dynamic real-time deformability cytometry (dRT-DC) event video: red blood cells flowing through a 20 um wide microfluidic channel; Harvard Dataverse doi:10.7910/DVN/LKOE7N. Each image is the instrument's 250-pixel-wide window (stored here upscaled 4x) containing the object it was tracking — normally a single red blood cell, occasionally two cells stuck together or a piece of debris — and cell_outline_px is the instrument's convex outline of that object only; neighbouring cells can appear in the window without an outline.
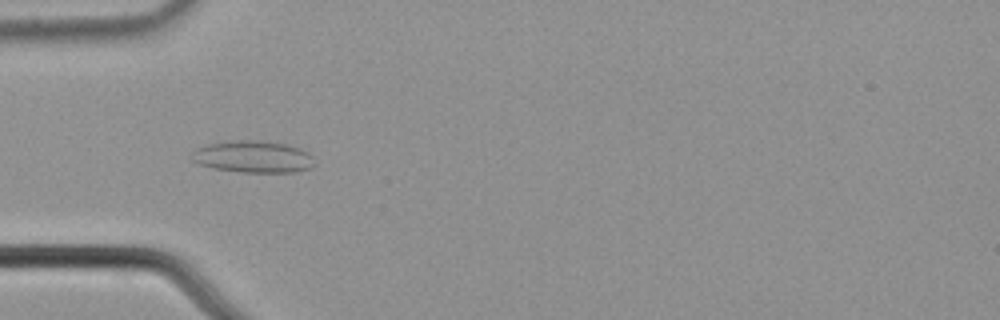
{"species": "common noctule bat (a hibernating species)", "species_latin": "Nyctalus noctula", "temperature_condition": "cold", "stored_images_in_passage": 47, "camera_frame_rate_fps": 3000, "um_per_image_px": 0.085, "animal": {"sex": "male", "body_mass_g": 21.5, "forearm_length_mm": 52.0}, "frame": {"image": 1, "passage_image": 9, "time_ms": 2.667, "image_size_px": [1000, 320], "cell_outline_px": [[316, 164], [312, 168], [296, 172], [244, 172], [212, 168], [196, 164], [192, 160], [192, 152], [196, 148], [208, 144], [236, 140], [260, 140], [288, 144], [300, 148], [308, 152], [312, 156]], "centroid_in_image_um": [21.54, 13.32], "position_along_channel_um": 63.5, "area_um2": 23.12}}
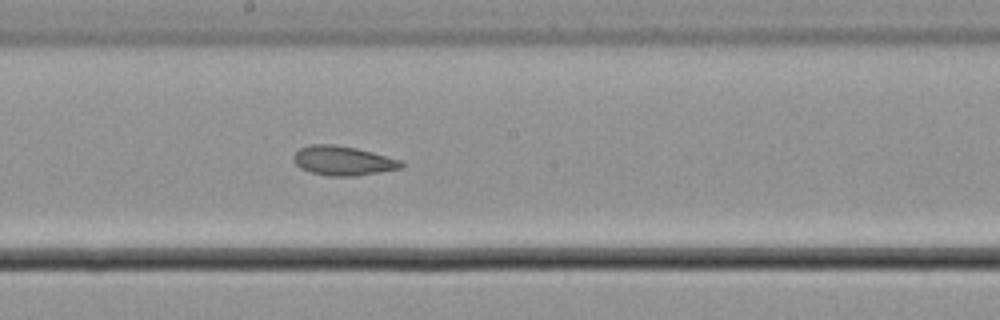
{"frame": {"image": 2, "passage_image": 22, "time_ms": 7.0, "image_size_px": [1000, 320], "cell_outline_px": [[404, 168], [356, 176], [328, 176], [312, 172], [300, 168], [292, 160], [292, 156], [300, 148], [308, 144], [332, 144], [356, 148], [372, 152], [400, 160], [404, 164]], "centroid_in_image_um": [29.14, 13.66], "position_along_channel_um": 219.1, "area_um2": 18.5}}
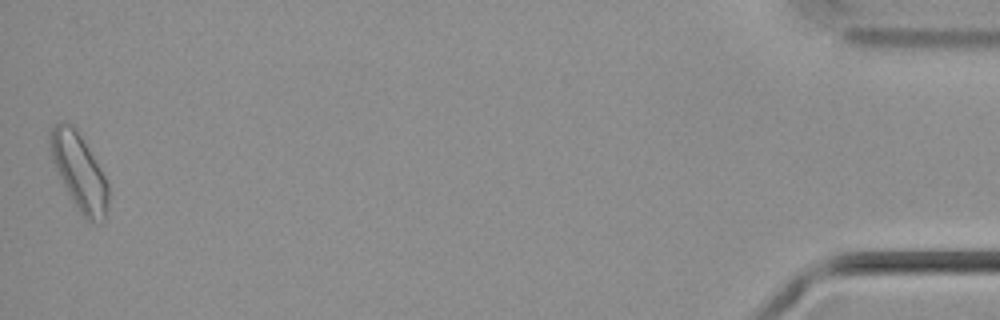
{"frame": {"image": 3, "passage_image": 47, "time_ms": 15.333, "image_size_px": [1000, 320], "cell_outline_px": [[108, 204], [104, 220], [88, 220], [80, 212], [68, 192], [52, 160], [48, 136], [48, 132], [56, 124], [72, 124], [80, 136], [100, 168], [108, 184]], "centroid_in_image_um": [6.72, 14.59], "position_along_channel_um": 428.5, "area_um2": 24.8}, "authors_computed_cell_mechanics": {"area_um2": 18.8428, "velocity_mm_per_s": 3.6556, "shape_relaxation_time_tau1_ms": null, "shape_relaxation_time_tau2_ms": 2.2413, "deformation_change_tau1": null, "deformation_change_tau2": 0.0709}}